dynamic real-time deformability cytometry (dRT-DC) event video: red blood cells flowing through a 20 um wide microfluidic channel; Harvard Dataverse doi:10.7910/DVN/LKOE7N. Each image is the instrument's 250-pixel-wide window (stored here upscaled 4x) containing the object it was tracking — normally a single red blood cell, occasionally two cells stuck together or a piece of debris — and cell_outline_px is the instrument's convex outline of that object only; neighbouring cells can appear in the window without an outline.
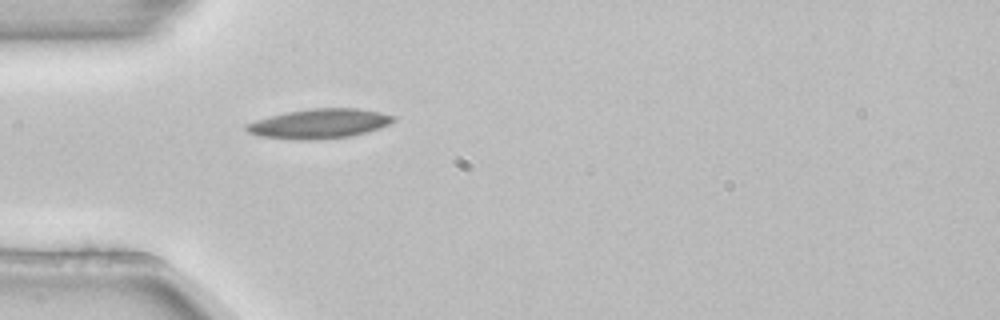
{"species": "common noctule bat (a hibernating species)", "species_latin": "Nyctalus noctula", "temperature_condition": "room temperature", "stored_images_in_passage": 1, "camera_frame_rate_fps": 3000, "um_per_image_px": 0.085, "animal": {"sex": "female", "body_mass_g": 22.7, "forearm_length_mm": 54.2}, "frame": {"image": 1, "passage_image": 1, "time_ms": 0.0, "image_size_px": [1000, 320], "cell_outline_px": [[396, 120], [380, 128], [368, 132], [352, 136], [316, 140], [296, 140], [256, 136], [248, 132], [244, 128], [244, 124], [256, 120], [288, 112], [312, 108], [356, 108], [380, 112], [396, 116]], "centroid_in_image_um": [27.14, 10.52], "position_along_channel_um": 57.9, "area_um2": 25.55}}